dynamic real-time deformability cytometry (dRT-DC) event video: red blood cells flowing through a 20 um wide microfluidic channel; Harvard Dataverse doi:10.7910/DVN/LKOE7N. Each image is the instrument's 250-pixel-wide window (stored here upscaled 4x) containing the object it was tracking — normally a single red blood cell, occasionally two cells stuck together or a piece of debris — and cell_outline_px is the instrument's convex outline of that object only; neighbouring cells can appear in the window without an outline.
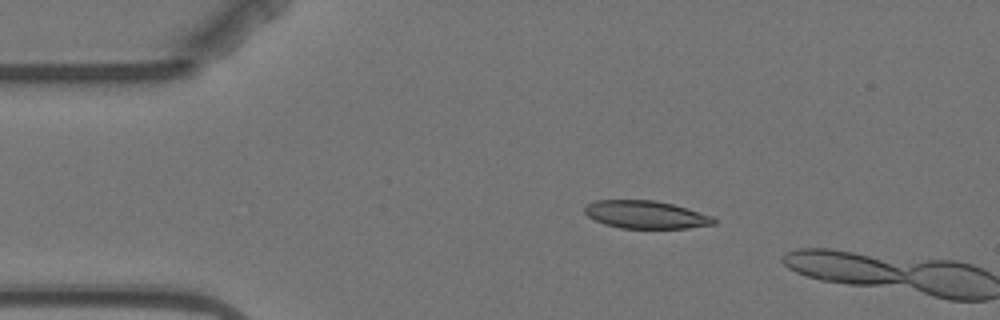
{"species": "Egyptian fruit bat (a non-hibernating species)", "species_latin": "Rousettus aegyptiacus", "temperature_condition": "warm", "stored_images_in_passage": 3, "camera_frame_rate_fps": 3000, "um_per_image_px": 0.085, "animal": {"sex": "female"}, "frame": {"image": 1, "passage_image": 2, "time_ms": 2.0, "image_size_px": [1000, 320], "cell_outline_px": [[716, 224], [688, 228], [620, 228], [604, 224], [588, 216], [584, 212], [584, 208], [588, 204], [596, 200], [656, 200], [672, 204], [712, 216], [716, 220]], "centroid_in_image_um": [54.89, 18.24], "position_along_channel_um": 30.1, "area_um2": 20.81}}